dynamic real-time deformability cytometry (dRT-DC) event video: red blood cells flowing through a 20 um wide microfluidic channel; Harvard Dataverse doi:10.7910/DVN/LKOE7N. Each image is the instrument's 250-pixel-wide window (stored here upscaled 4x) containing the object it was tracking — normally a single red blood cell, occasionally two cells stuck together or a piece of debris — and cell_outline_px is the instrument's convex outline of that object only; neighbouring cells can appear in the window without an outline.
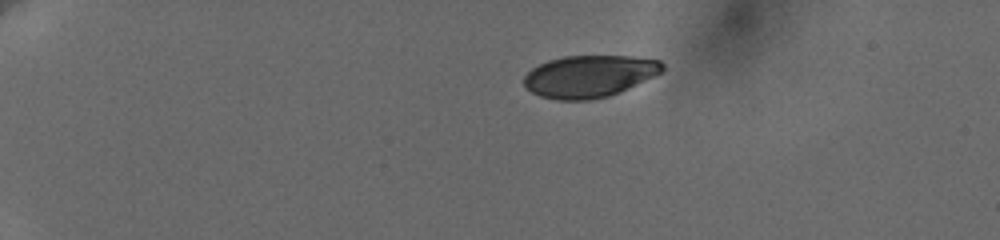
{"species": "human", "species_latin": "Homo sapiens", "temperature_condition": "cold", "stored_images_in_passage": 13, "camera_frame_rate_fps": 3000, "um_per_image_px": 0.085, "donor": {"sex": "female"}, "frame": {"image": 1, "passage_image": 1, "time_ms": 0.0, "image_size_px": [1000, 240], "cell_outline_px": [[664, 72], [608, 96], [588, 100], [556, 100], [540, 96], [532, 92], [524, 84], [524, 76], [532, 68], [548, 60], [564, 56], [632, 56], [660, 60], [664, 64]], "centroid_in_image_um": [50.1, 6.47], "position_along_channel_um": 34.9, "area_um2": 33.81}}